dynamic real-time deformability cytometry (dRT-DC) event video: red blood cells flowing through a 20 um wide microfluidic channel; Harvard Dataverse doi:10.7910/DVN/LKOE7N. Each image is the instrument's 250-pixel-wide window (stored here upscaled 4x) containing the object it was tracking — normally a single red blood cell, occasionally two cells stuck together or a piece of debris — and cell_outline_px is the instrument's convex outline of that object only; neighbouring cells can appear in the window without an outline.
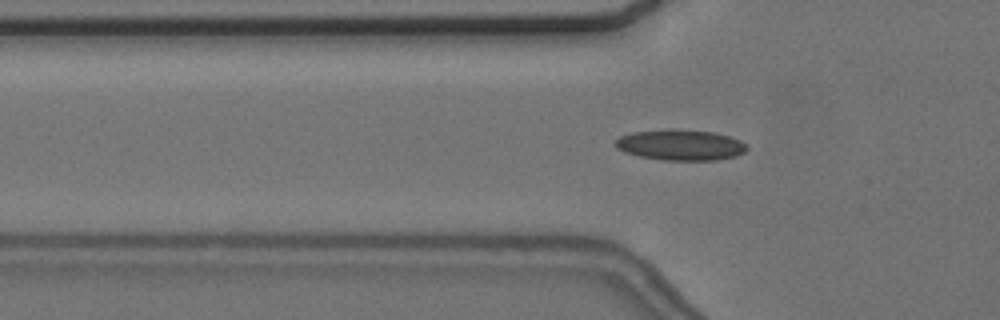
{"species": "common noctule bat (a hibernating species)", "species_latin": "Nyctalus noctula", "temperature_condition": "cold", "stored_images_in_passage": 57, "camera_frame_rate_fps": 3000, "um_per_image_px": 0.085, "animal": {"sex": "female", "body_mass_g": 24.6, "forearm_length_mm": 56.2}, "frame": {"image": 1, "passage_image": 19, "time_ms": 6.0, "image_size_px": [1000, 320], "cell_outline_px": [[748, 148], [744, 152], [736, 156], [716, 160], [664, 160], [640, 156], [624, 152], [616, 148], [616, 140], [620, 136], [632, 132], [668, 128], [676, 128], [716, 132], [740, 140], [748, 144]], "centroid_in_image_um": [57.86, 12.3], "position_along_channel_um": 67.9, "area_um2": 23.87}}
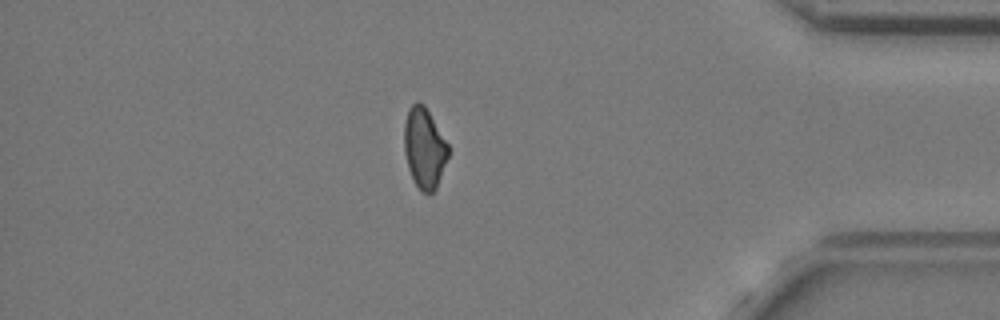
{"frame": {"image": 2, "passage_image": 49, "time_ms": 16.0, "image_size_px": [1000, 320], "cell_outline_px": [[448, 156], [436, 188], [432, 192], [420, 192], [408, 168], [404, 152], [404, 124], [408, 108], [416, 100], [424, 104], [448, 144]], "centroid_in_image_um": [36.05, 12.55], "position_along_channel_um": 399.2, "area_um2": 20.52}}
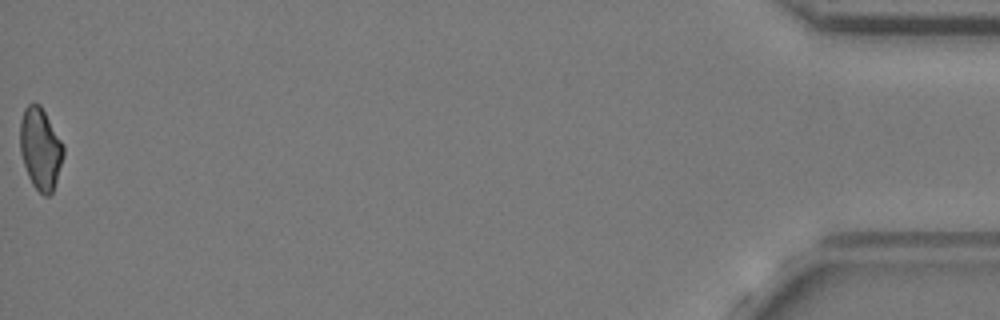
{"frame": {"image": 3, "passage_image": 57, "time_ms": 18.667, "image_size_px": [1000, 320], "cell_outline_px": [[64, 156], [52, 192], [48, 196], [44, 196], [32, 184], [28, 176], [20, 152], [20, 120], [24, 108], [28, 104], [40, 104], [64, 144]], "centroid_in_image_um": [3.43, 12.62], "position_along_channel_um": 431.8, "area_um2": 20.63}, "authors_computed_cell_mechanics": {"area_um2": 21.5016, "velocity_mm_per_s": 3.6629, "shape_relaxation_time_tau1_ms": 9.1247, "shape_relaxation_time_tau2_ms": 3.6921, "deformation_change_tau1": 0.1357, "deformation_change_tau2": 0.1128}}